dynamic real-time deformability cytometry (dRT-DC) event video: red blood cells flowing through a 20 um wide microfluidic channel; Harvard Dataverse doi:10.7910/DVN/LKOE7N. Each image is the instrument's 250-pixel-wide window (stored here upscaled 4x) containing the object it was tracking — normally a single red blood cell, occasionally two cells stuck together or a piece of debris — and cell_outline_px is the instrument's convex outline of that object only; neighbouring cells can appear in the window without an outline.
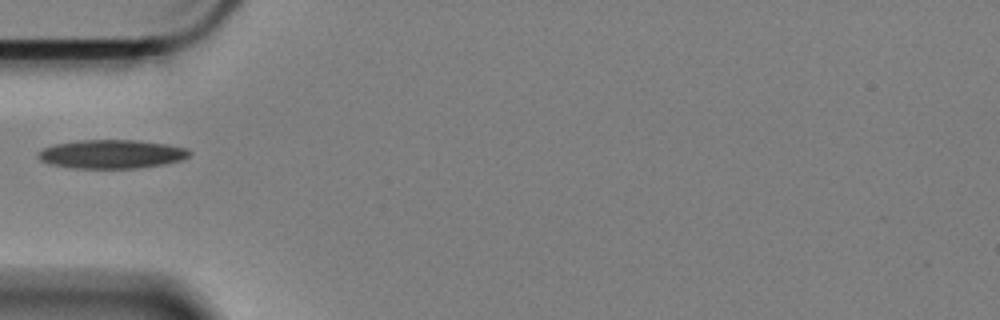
{"species": "Egyptian fruit bat (a non-hibernating species)", "species_latin": "Rousettus aegyptiacus", "temperature_condition": "cold", "stored_images_in_passage": 41, "camera_frame_rate_fps": 3000, "um_per_image_px": 0.085, "animal": {"sex": "female"}, "frame": {"image": 1, "passage_image": 1, "time_ms": 0.0, "image_size_px": [1000, 320], "cell_outline_px": [[192, 152], [188, 156], [180, 160], [164, 164], [136, 168], [72, 168], [52, 164], [40, 160], [36, 156], [44, 148], [56, 144], [76, 140], [136, 140], [168, 144], [188, 148]], "centroid_in_image_um": [9.51, 13.09], "position_along_channel_um": 75.5, "area_um2": 25.26}}
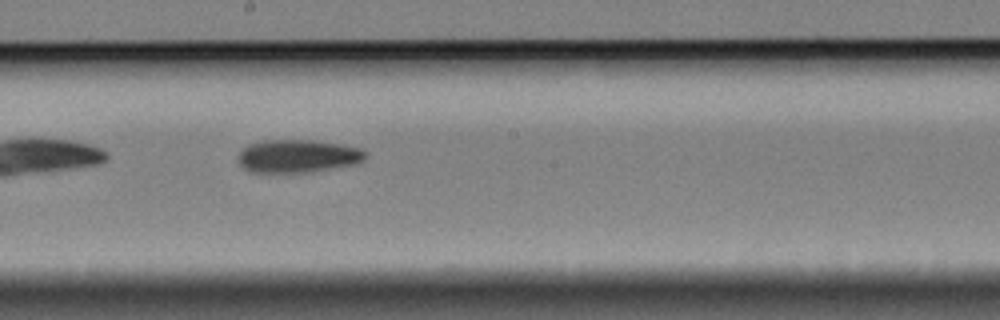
{"frame": {"image": 2, "passage_image": 14, "time_ms": 4.333, "image_size_px": [1000, 320], "cell_outline_px": [[364, 160], [356, 164], [312, 172], [252, 172], [244, 168], [240, 164], [240, 152], [248, 144], [264, 140], [316, 140], [340, 144], [360, 148], [364, 152]], "centroid_in_image_um": [25.32, 13.26], "position_along_channel_um": 222.9, "area_um2": 24.33}}
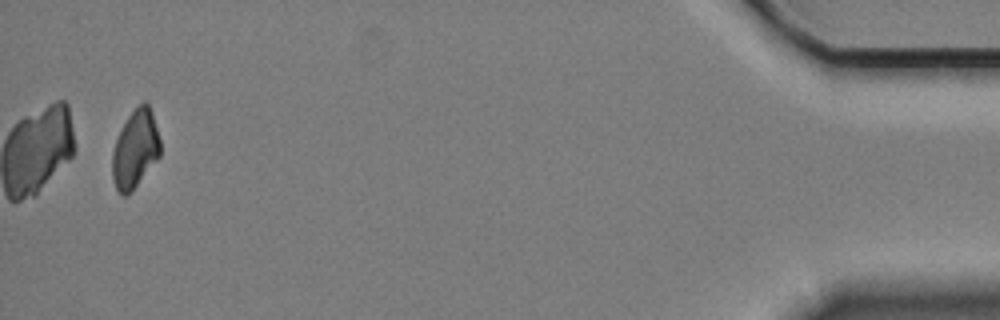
{"frame": {"image": 3, "passage_image": 39, "time_ms": 12.667, "image_size_px": [1000, 320], "cell_outline_px": [[160, 156], [136, 184], [124, 196], [120, 196], [112, 180], [112, 152], [116, 140], [128, 116], [144, 100], [148, 104], [152, 112], [160, 140]], "centroid_in_image_um": [11.48, 12.67], "position_along_channel_um": 423.7, "area_um2": 21.33}}